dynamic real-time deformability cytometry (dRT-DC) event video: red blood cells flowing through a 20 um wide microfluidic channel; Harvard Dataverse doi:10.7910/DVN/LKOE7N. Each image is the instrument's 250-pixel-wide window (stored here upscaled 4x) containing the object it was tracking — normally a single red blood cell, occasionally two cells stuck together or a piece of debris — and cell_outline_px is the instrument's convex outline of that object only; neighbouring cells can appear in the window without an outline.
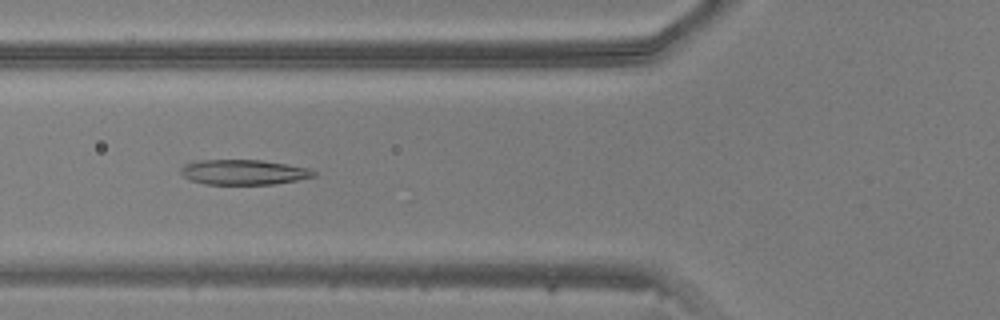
{"species": "common noctule bat (a hibernating species)", "species_latin": "Nyctalus noctula", "temperature_condition": "warm", "stored_images_in_passage": 22, "camera_frame_rate_fps": 3000, "um_per_image_px": 0.085, "animal": {"sex": "male", "body_mass_g": 20.5, "forearm_length_mm": 52.5}, "frame": {"image": 1, "passage_image": 16, "time_ms": 5.0, "image_size_px": [1000, 320], "cell_outline_px": [[316, 176], [296, 180], [272, 184], [204, 184], [188, 180], [180, 172], [180, 168], [184, 164], [196, 160], [260, 160], [308, 168], [316, 172]], "centroid_in_image_um": [20.65, 14.63], "position_along_channel_um": 105.2, "area_um2": 19.36}}
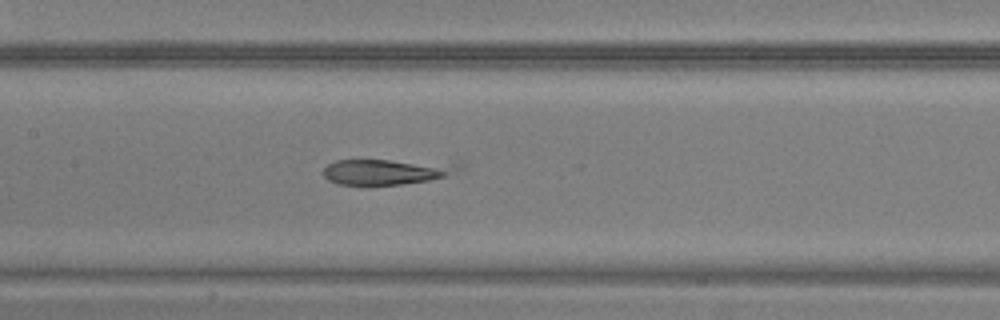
{"frame": {"image": 2, "passage_image": 21, "time_ms": 6.667, "image_size_px": [1000, 320], "cell_outline_px": [[464, 168], [444, 176], [428, 180], [400, 184], [368, 188], [336, 184], [328, 180], [324, 176], [324, 168], [328, 164], [336, 160], [460, 160], [464, 164]], "centroid_in_image_um": [32.96, 14.59], "position_along_channel_um": 174.4, "area_um2": 21.73}}